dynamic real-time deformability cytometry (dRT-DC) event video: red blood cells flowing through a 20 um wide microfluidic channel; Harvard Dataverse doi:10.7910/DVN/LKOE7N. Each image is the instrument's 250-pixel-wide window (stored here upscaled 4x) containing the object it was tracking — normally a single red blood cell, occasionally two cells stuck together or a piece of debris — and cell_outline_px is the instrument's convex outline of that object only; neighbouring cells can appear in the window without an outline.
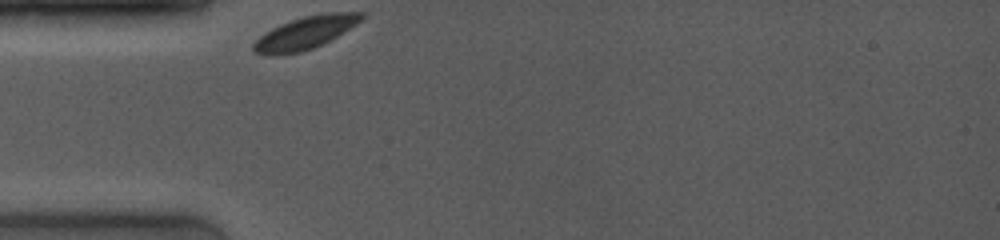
{"species": "common noctule bat (a hibernating species)", "species_latin": "Nyctalus noctula", "temperature_condition": "room temperature", "stored_images_in_passage": 8, "camera_frame_rate_fps": 4000, "um_per_image_px": 0.085, "animal": {"sex": "female", "body_mass_g": 19.0, "forearm_length_mm": 53.3}, "frame": {"image": 1, "passage_image": 1, "time_ms": 0.0, "image_size_px": [1000, 240], "cell_outline_px": [[364, 16], [356, 24], [336, 36], [312, 48], [300, 52], [272, 56], [252, 52], [252, 44], [264, 32], [280, 24], [304, 16], [324, 12], [364, 12]], "centroid_in_image_um": [25.89, 2.79], "position_along_channel_um": 59.1, "area_um2": 20.35}}
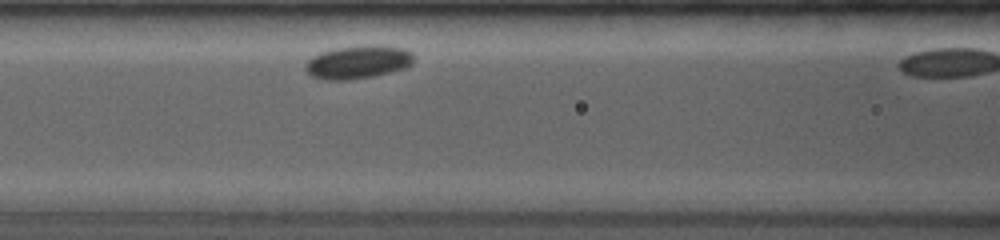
{"frame": {"image": 2, "passage_image": 7, "time_ms": 2.25, "image_size_px": [1000, 240], "cell_outline_px": [[416, 56], [412, 64], [408, 68], [372, 76], [348, 80], [320, 80], [312, 76], [304, 68], [304, 64], [312, 56], [320, 52], [336, 48], [360, 44], [376, 44], [404, 48], [412, 52]], "centroid_in_image_um": [30.46, 5.26], "position_along_channel_um": 136.1, "area_um2": 21.56}}